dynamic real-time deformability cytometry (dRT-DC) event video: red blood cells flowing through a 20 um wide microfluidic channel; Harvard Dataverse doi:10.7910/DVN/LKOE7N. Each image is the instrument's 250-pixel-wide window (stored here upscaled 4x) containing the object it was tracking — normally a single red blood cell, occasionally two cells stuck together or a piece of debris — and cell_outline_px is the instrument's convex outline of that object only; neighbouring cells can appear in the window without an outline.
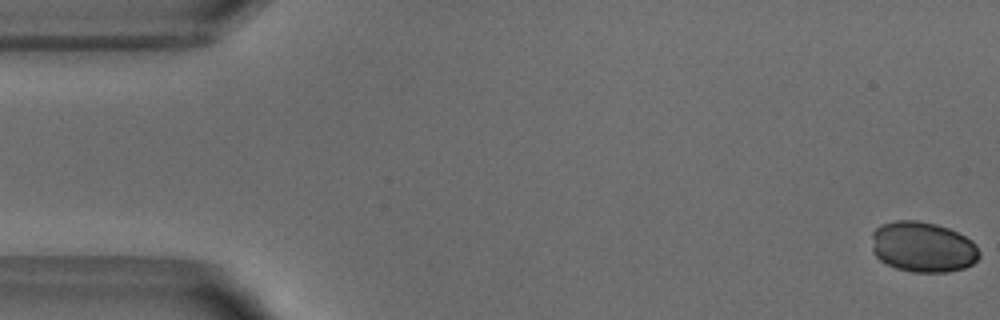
{"species": "common noctule bat (a hibernating species)", "species_latin": "Nyctalus noctula", "temperature_condition": "warm", "stored_images_in_passage": 52, "camera_frame_rate_fps": 3000, "um_per_image_px": 0.085, "animal": {"sex": "male", "body_mass_g": 18.8}, "frame": {"image": 1, "passage_image": 1, "time_ms": 0.0, "image_size_px": [1000, 320], "cell_outline_px": [[980, 256], [972, 264], [964, 268], [948, 272], [912, 272], [896, 268], [884, 264], [872, 252], [872, 232], [880, 224], [896, 220], [916, 220], [936, 224], [948, 228], [972, 240], [976, 244], [980, 252]], "centroid_in_image_um": [78.42, 20.99], "position_along_channel_um": 6.6, "area_um2": 31.96}}
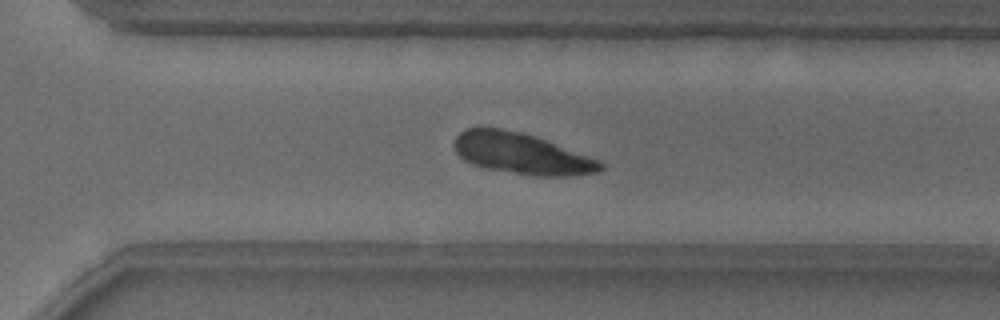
{"frame": {"image": 2, "passage_image": 36, "time_ms": 11.667, "image_size_px": [1000, 320], "cell_outline_px": [[604, 168], [600, 172], [568, 176], [536, 176], [488, 168], [472, 164], [464, 160], [456, 152], [452, 144], [456, 136], [464, 128], [480, 124], [488, 124], [524, 132], [536, 136], [600, 160], [604, 164]], "centroid_in_image_um": [44.28, 12.99], "position_along_channel_um": 326.3, "area_um2": 35.89}}
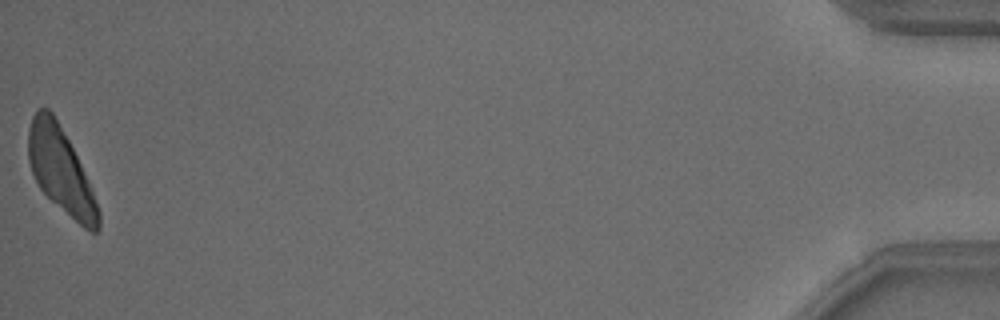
{"frame": {"image": 3, "passage_image": 52, "time_ms": 17.0, "image_size_px": [1000, 320], "cell_outline_px": [[100, 228], [96, 232], [92, 232], [84, 228], [52, 200], [40, 188], [32, 172], [28, 160], [28, 128], [32, 116], [36, 108], [48, 108], [52, 112], [68, 140], [80, 164], [92, 192], [100, 212]], "centroid_in_image_um": [5.13, 14.46], "position_along_channel_um": 430.1, "area_um2": 33.99}}